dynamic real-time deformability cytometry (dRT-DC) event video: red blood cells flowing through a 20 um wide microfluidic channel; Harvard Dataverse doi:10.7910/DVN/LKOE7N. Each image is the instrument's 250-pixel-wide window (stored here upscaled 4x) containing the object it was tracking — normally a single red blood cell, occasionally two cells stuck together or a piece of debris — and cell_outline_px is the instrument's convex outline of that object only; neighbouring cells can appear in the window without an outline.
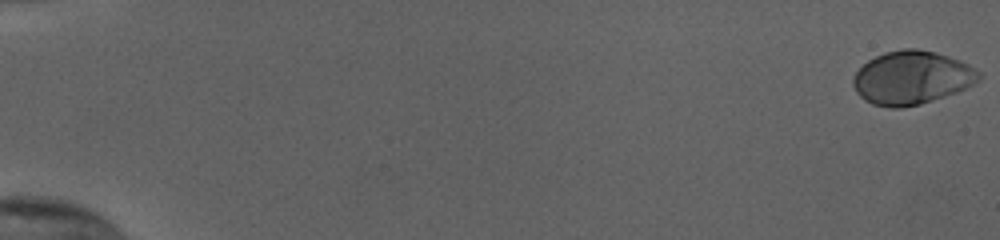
{"species": "human", "species_latin": "Homo sapiens", "temperature_condition": "cold", "stored_images_in_passage": 55, "camera_frame_rate_fps": 3000, "um_per_image_px": 0.085, "donor": {"sex": "female"}, "frame": {"image": 1, "passage_image": 1, "time_ms": 0.0, "image_size_px": [1000, 240], "cell_outline_px": [[984, 76], [980, 80], [956, 92], [920, 104], [900, 108], [892, 108], [872, 104], [864, 100], [856, 92], [852, 84], [852, 80], [856, 72], [868, 60], [884, 52], [904, 48], [916, 48], [936, 52], [960, 60], [968, 64], [980, 72]], "centroid_in_image_um": [77.49, 6.6], "position_along_channel_um": 7.5, "area_um2": 39.19}}
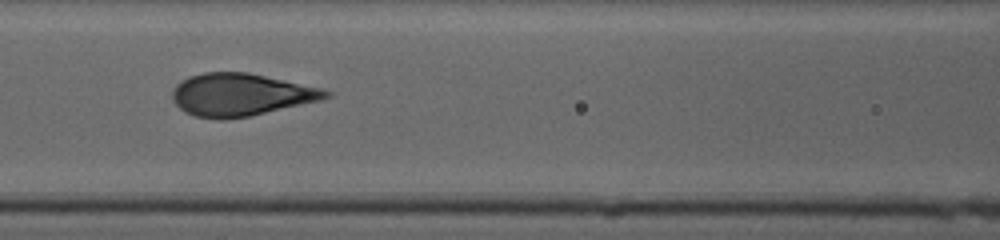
{"frame": {"image": 2, "passage_image": 27, "time_ms": 8.667, "image_size_px": [1000, 240], "cell_outline_px": [[332, 96], [320, 100], [248, 116], [224, 120], [220, 120], [196, 116], [180, 108], [176, 104], [172, 96], [172, 92], [184, 80], [192, 76], [204, 72], [248, 72], [324, 88], [332, 92]], "centroid_in_image_um": [20.52, 8.04], "position_along_channel_um": 146.1, "area_um2": 37.57}}
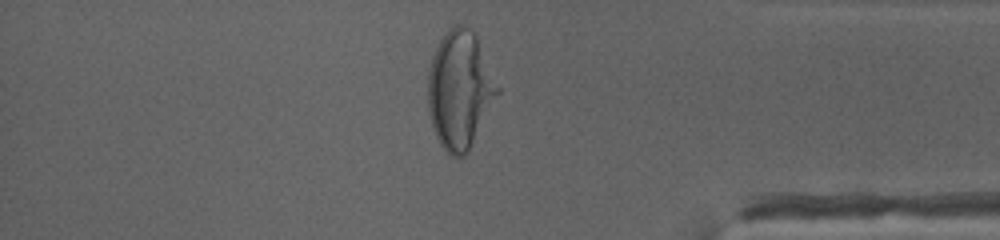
{"frame": {"image": 3, "passage_image": 48, "time_ms": 15.667, "image_size_px": [1000, 240], "cell_outline_px": [[500, 92], [468, 152], [464, 156], [452, 156], [440, 144], [436, 136], [428, 112], [428, 72], [432, 56], [440, 40], [448, 28], [456, 24], [460, 24], [468, 28], [476, 36], [500, 88]], "centroid_in_image_um": [39.08, 7.63], "position_along_channel_um": 396.1, "area_um2": 47.51}}